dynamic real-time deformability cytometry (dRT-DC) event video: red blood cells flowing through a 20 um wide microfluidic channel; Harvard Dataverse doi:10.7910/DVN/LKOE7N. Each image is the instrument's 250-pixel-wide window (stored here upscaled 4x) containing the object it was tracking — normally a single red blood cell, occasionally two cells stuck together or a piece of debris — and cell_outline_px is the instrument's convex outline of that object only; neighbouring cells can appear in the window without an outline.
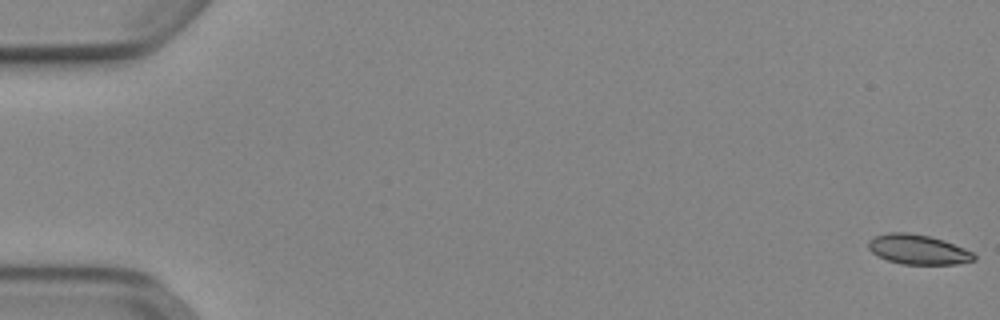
{"species": "Egyptian fruit bat (a non-hibernating species)", "species_latin": "Rousettus aegyptiacus", "temperature_condition": "cold", "stored_images_in_passage": 54, "segment_of_instrument_passage": [1, 2], "camera_frame_rate_fps": 3000, "um_per_image_px": 0.085, "animal": {"sex": "female"}, "frame": {"image": 1, "passage_image": 1, "time_ms": 0.0, "image_size_px": [1000, 320], "cell_outline_px": [[976, 260], [956, 264], [900, 264], [888, 260], [872, 252], [868, 248], [868, 240], [876, 236], [888, 232], [908, 232], [928, 236], [944, 240], [964, 248], [972, 252], [976, 256]], "centroid_in_image_um": [78.04, 21.2], "position_along_channel_um": 7.0, "area_um2": 18.26}}
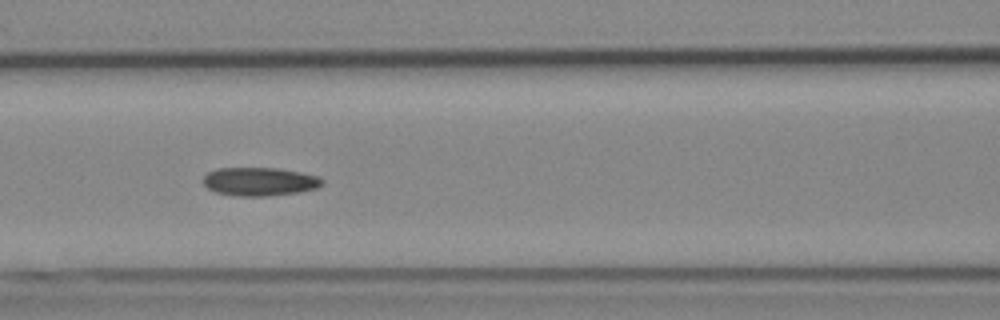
{"frame": {"image": 2, "passage_image": 24, "time_ms": 7.667, "image_size_px": [1000, 320], "cell_outline_px": [[324, 184], [316, 188], [300, 192], [268, 196], [240, 196], [216, 192], [208, 188], [204, 184], [204, 176], [208, 172], [216, 168], [276, 168], [300, 172], [320, 176], [324, 180]], "centroid_in_image_um": [22.11, 15.43], "position_along_channel_um": 144.5, "area_um2": 19.77}}
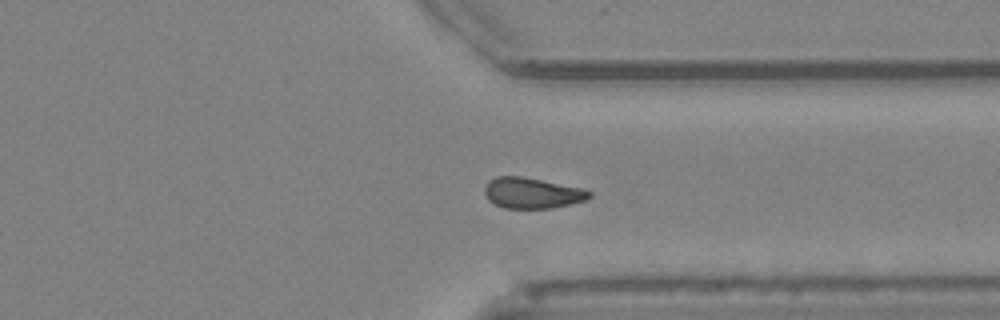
{"frame": {"image": 3, "passage_image": 41, "time_ms": 13.333, "image_size_px": [1000, 320], "cell_outline_px": [[592, 196], [588, 200], [572, 204], [552, 208], [504, 208], [488, 200], [484, 192], [484, 188], [488, 180], [496, 176], [524, 176], [580, 188], [592, 192]], "centroid_in_image_um": [45.23, 16.4], "position_along_channel_um": 366.2, "area_um2": 18.9}}